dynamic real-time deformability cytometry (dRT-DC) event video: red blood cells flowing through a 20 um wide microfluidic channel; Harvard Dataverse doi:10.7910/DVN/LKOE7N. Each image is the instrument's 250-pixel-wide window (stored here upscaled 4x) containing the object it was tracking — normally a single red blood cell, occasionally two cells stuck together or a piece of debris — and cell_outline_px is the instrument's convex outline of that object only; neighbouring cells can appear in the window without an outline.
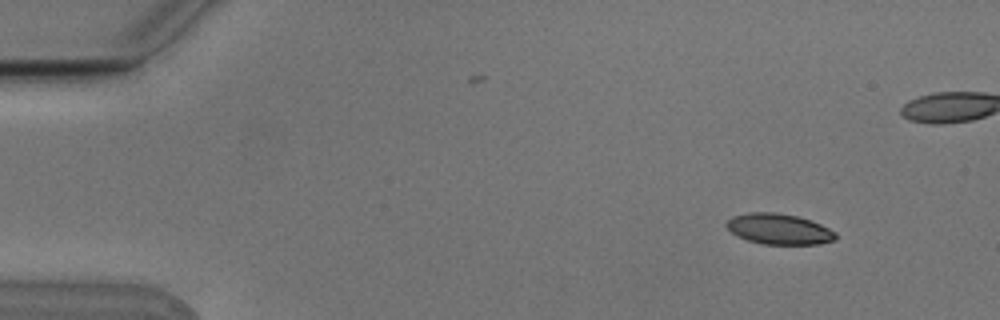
{"species": "Egyptian fruit bat (a non-hibernating species)", "species_latin": "Rousettus aegyptiacus", "temperature_condition": "cold", "stored_images_in_passage": 4, "camera_frame_rate_fps": 3000, "um_per_image_px": 0.085, "animal": {"sex": "male"}, "frame": {"image": 1, "passage_image": 1, "time_ms": 0.0, "image_size_px": [1000, 320], "cell_outline_px": [[836, 240], [820, 244], [764, 244], [748, 240], [732, 232], [724, 224], [732, 216], [748, 212], [776, 212], [800, 216], [812, 220], [836, 232]], "centroid_in_image_um": [66.24, 19.45], "position_along_channel_um": 18.8, "area_um2": 19.59}}